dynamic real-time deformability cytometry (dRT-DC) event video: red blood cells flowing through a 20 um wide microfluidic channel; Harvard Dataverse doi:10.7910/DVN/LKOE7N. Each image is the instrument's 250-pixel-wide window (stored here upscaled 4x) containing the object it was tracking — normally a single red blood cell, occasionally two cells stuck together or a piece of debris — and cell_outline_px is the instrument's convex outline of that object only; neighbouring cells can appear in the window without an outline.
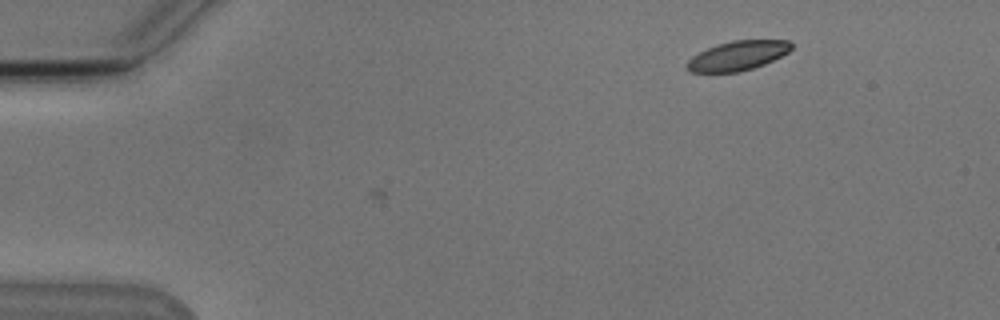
{"species": "Egyptian fruit bat (a non-hibernating species)", "species_latin": "Rousettus aegyptiacus", "temperature_condition": "cold", "stored_images_in_passage": 4, "camera_frame_rate_fps": 3000, "um_per_image_px": 0.085, "animal": {"sex": "male"}, "frame": {"image": 1, "passage_image": 4, "time_ms": 1.0, "image_size_px": [1000, 320], "cell_outline_px": [[792, 48], [788, 52], [764, 64], [740, 72], [692, 72], [684, 68], [684, 64], [692, 56], [716, 44], [732, 40], [788, 40], [792, 44]], "centroid_in_image_um": [62.66, 4.73], "position_along_channel_um": 22.3, "area_um2": 17.92}}